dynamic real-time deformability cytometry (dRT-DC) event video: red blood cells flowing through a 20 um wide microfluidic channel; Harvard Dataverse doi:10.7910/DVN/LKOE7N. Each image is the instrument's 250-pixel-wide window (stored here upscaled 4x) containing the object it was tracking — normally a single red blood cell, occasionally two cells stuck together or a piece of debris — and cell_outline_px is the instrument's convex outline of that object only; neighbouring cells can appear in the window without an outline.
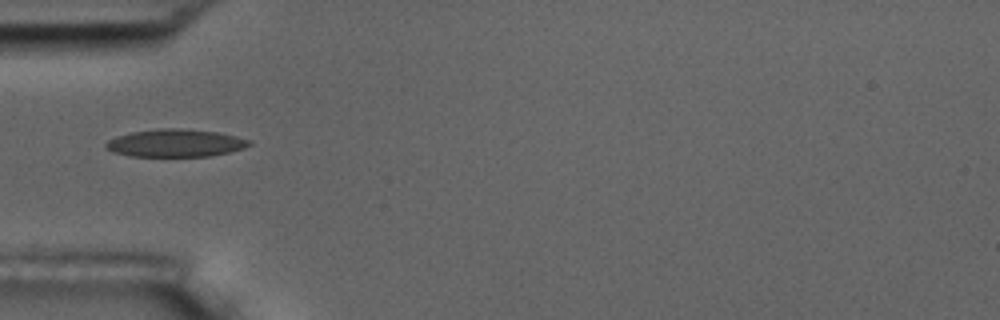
{"species": "common noctule bat (a hibernating species)", "species_latin": "Nyctalus noctula", "temperature_condition": "room temperature", "stored_images_in_passage": 2, "camera_frame_rate_fps": 3000, "um_per_image_px": 0.085, "animal": {"sex": "male", "body_mass_g": 17.5, "forearm_length_mm": 52.3}, "frame": {"image": 1, "passage_image": 1, "time_ms": 0.0, "image_size_px": [1000, 320], "cell_outline_px": [[252, 144], [244, 148], [228, 152], [208, 156], [132, 156], [112, 152], [104, 148], [104, 144], [108, 140], [116, 136], [132, 132], [156, 128], [180, 128], [216, 132], [236, 136], [252, 140]], "centroid_in_image_um": [14.89, 12.15], "position_along_channel_um": 70.1, "area_um2": 23.18}}